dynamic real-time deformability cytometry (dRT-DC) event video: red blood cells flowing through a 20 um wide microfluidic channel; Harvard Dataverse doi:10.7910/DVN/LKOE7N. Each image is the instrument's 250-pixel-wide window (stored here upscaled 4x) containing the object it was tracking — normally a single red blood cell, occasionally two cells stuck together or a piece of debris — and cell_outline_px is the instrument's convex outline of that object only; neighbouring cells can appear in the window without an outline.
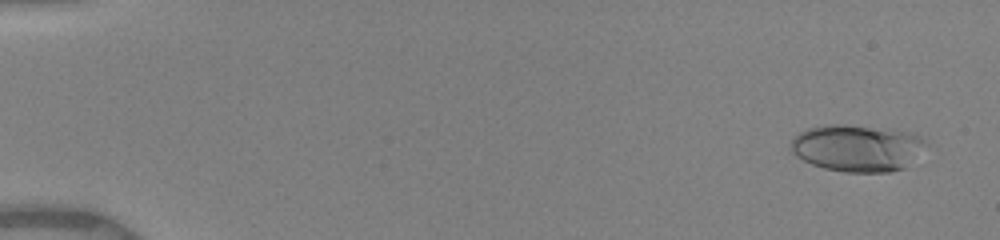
{"species": "human", "species_latin": "Homo sapiens", "temperature_condition": "warm", "stored_images_in_passage": 67, "camera_frame_rate_fps": 3000, "um_per_image_px": 0.085, "donor": {"sex": "female"}, "frame": {"image": 1, "passage_image": 4, "time_ms": 0.667, "image_size_px": [1000, 240], "cell_outline_px": [[928, 144], [904, 168], [888, 172], [844, 172], [824, 168], [812, 164], [796, 156], [788, 148], [788, 144], [800, 132], [808, 128], [824, 124], [848, 124], [916, 132]], "centroid_in_image_um": [72.85, 12.56], "position_along_channel_um": 12.2, "area_um2": 37.22}}
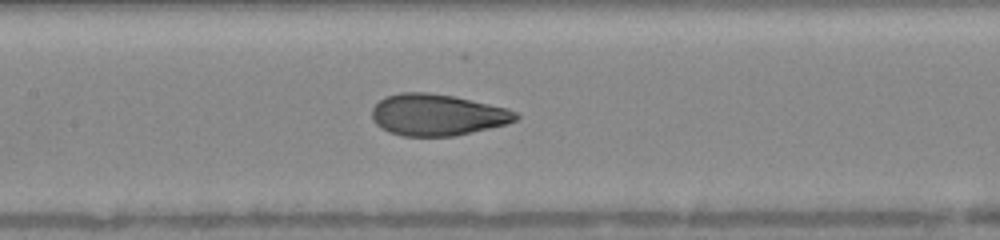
{"frame": {"image": 2, "passage_image": 33, "time_ms": 8.333, "image_size_px": [1000, 240], "cell_outline_px": [[520, 116], [516, 120], [508, 124], [452, 136], [404, 136], [388, 132], [380, 128], [372, 120], [372, 108], [384, 96], [400, 92], [428, 92], [456, 96], [508, 108], [516, 112]], "centroid_in_image_um": [37.16, 9.75], "position_along_channel_um": 170.2, "area_um2": 35.08}}
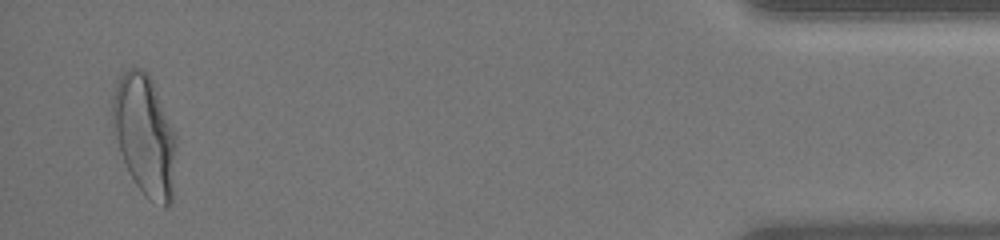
{"frame": {"image": 3, "passage_image": 65, "time_ms": 16.333, "image_size_px": [1000, 240], "cell_outline_px": [[176, 144], [172, 200], [164, 208], [148, 200], [144, 196], [136, 184], [120, 152], [112, 120], [112, 104], [116, 84], [120, 76], [128, 68], [140, 68], [152, 80], [176, 136]], "centroid_in_image_um": [12.31, 11.53], "position_along_channel_um": 422.9, "area_um2": 44.1}, "authors_computed_cell_mechanics": {"area_um2": 34.8534, "velocity_mm_per_s": 4.0137, "shape_relaxation_time_tau1_ms": 4.5084, "shape_relaxation_time_tau2_ms": 0.6024, "deformation_change_tau1": 0.1989, "deformation_change_tau2": 0.0627}}